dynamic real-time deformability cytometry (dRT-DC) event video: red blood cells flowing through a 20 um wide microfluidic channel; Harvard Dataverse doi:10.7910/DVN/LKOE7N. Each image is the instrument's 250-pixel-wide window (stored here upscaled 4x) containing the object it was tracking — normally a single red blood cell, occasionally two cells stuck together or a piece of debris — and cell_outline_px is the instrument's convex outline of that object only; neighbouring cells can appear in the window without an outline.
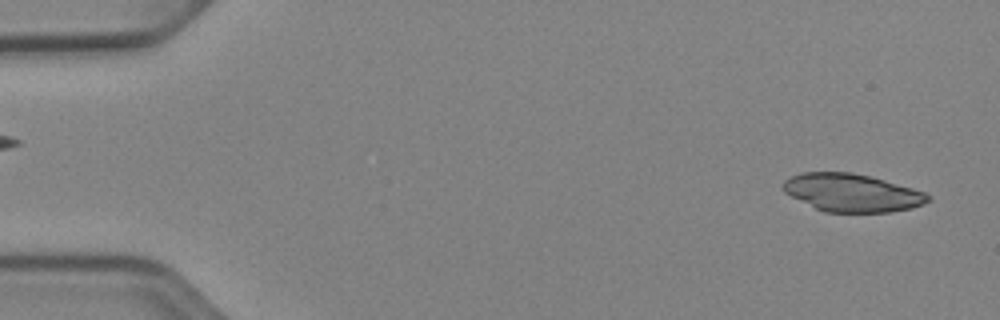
{"species": "Egyptian fruit bat (a non-hibernating species)", "species_latin": "Rousettus aegyptiacus", "temperature_condition": "cold", "stored_images_in_passage": 15, "camera_frame_rate_fps": 3000, "um_per_image_px": 0.085, "animal": {"sex": "female"}, "frame": {"image": 1, "passage_image": 2, "time_ms": 0.333, "image_size_px": [1000, 320], "cell_outline_px": [[932, 200], [912, 208], [888, 212], [824, 212], [784, 192], [780, 188], [780, 184], [784, 180], [800, 172], [852, 172], [884, 180], [912, 188], [924, 192], [932, 196]], "centroid_in_image_um": [72.4, 16.38], "position_along_channel_um": 12.6, "area_um2": 31.96}}